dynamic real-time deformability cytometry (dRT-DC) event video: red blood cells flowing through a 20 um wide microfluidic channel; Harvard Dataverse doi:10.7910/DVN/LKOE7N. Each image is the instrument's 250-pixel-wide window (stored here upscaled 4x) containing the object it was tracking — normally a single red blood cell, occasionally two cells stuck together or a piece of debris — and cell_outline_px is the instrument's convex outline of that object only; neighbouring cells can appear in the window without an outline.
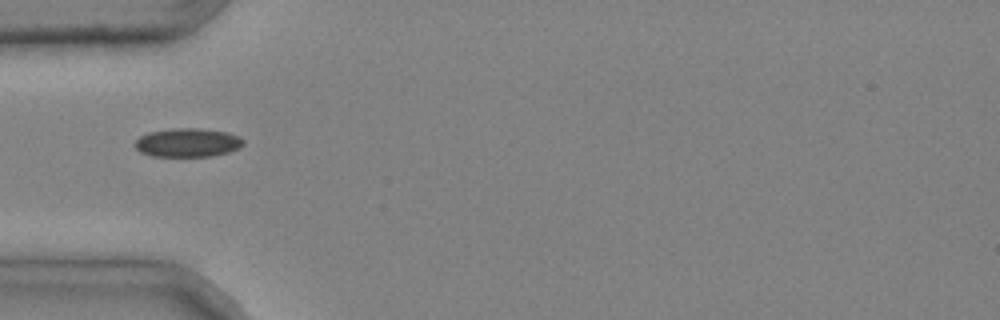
{"species": "common noctule bat (a hibernating species)", "species_latin": "Nyctalus noctula", "temperature_condition": "cold", "stored_images_in_passage": 7, "camera_frame_rate_fps": 3000, "um_per_image_px": 0.085, "animal": {"sex": "male", "body_mass_g": 20.4}, "frame": {"image": 1, "passage_image": 5, "time_ms": 1.333, "image_size_px": [1000, 320], "cell_outline_px": [[244, 144], [240, 148], [228, 152], [212, 156], [152, 156], [140, 152], [132, 144], [140, 136], [148, 132], [172, 128], [200, 128], [228, 132], [240, 136], [244, 140]], "centroid_in_image_um": [15.96, 12.11], "position_along_channel_um": 69.0, "area_um2": 18.38}}
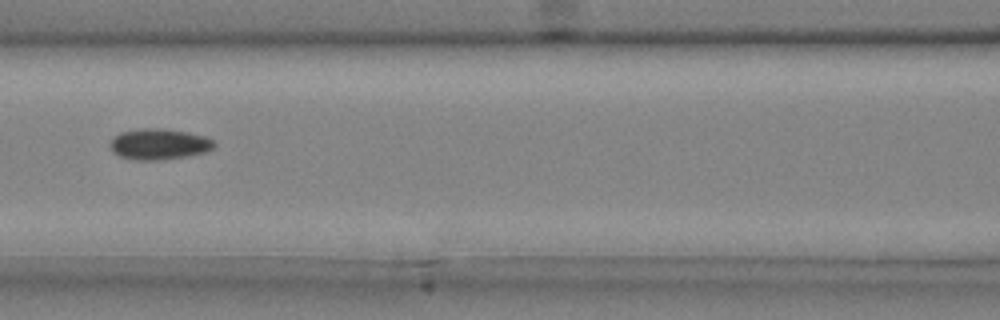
{"frame": {"image": 2, "passage_image": 7, "time_ms": 2.0, "image_size_px": [1000, 320], "cell_outline_px": [[216, 144], [212, 148], [204, 152], [188, 156], [164, 160], [136, 160], [120, 156], [112, 152], [108, 144], [120, 132], [140, 128], [156, 128], [188, 132], [204, 136], [212, 140]], "centroid_in_image_um": [13.49, 12.26], "position_along_channel_um": 153.1, "area_um2": 18.73}}